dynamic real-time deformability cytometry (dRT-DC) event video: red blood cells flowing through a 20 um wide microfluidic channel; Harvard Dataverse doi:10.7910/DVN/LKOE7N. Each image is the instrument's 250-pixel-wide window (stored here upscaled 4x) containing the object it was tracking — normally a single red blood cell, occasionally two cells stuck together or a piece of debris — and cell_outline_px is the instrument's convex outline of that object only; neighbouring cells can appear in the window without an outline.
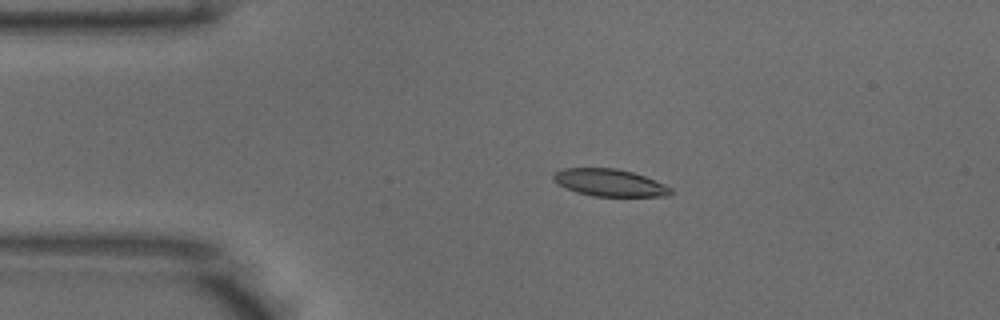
{"species": "common noctule bat (a hibernating species)", "species_latin": "Nyctalus noctula", "temperature_condition": "warm", "stored_images_in_passage": 51, "camera_frame_rate_fps": 3000, "um_per_image_px": 0.085, "animal": {"sex": "male", "body_mass_g": 18.8}, "frame": {"image": 1, "passage_image": 9, "time_ms": 2.667, "image_size_px": [1000, 320], "cell_outline_px": [[672, 192], [668, 196], [592, 196], [576, 192], [556, 184], [552, 180], [552, 172], [564, 168], [616, 168], [632, 172], [644, 176], [664, 184], [672, 188]], "centroid_in_image_um": [51.75, 15.52], "position_along_channel_um": 33.2, "area_um2": 18.73}}
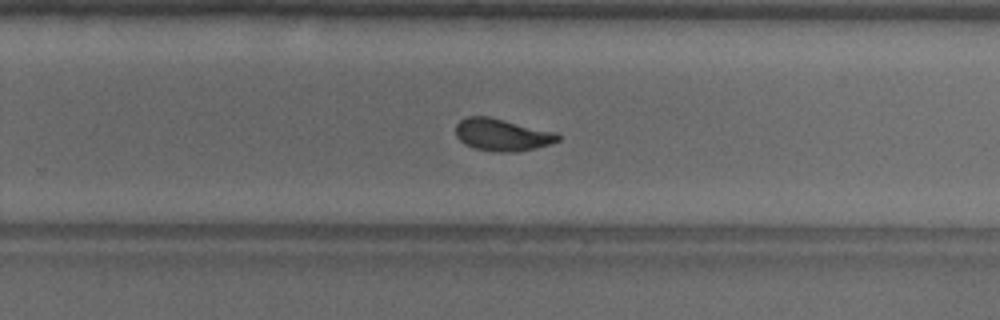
{"frame": {"image": 2, "passage_image": 31, "time_ms": 10.0, "image_size_px": [1000, 320], "cell_outline_px": [[560, 140], [536, 148], [516, 152], [496, 152], [476, 148], [464, 144], [456, 136], [456, 124], [460, 120], [468, 116], [488, 116], [556, 132], [560, 136]], "centroid_in_image_um": [42.67, 11.45], "position_along_channel_um": 287.1, "area_um2": 19.13}}
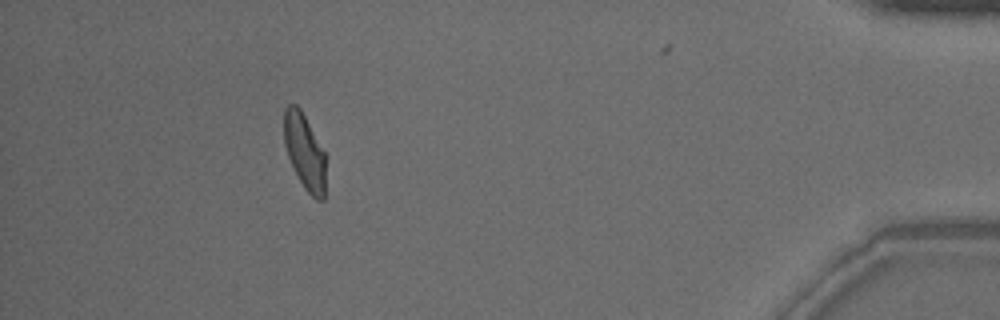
{"frame": {"image": 3, "passage_image": 45, "time_ms": 14.667, "image_size_px": [1000, 320], "cell_outline_px": [[324, 200], [316, 200], [304, 188], [288, 156], [284, 144], [284, 108], [288, 104], [296, 104], [300, 108], [324, 152]], "centroid_in_image_um": [25.86, 12.86], "position_along_channel_um": 409.3, "area_um2": 17.92}, "authors_computed_cell_mechanics": {"area_um2": 19.1896, "velocity_mm_per_s": 3.929, "shape_relaxation_time_tau1_ms": 4.9333, "shape_relaxation_time_tau2_ms": 0.9149, "deformation_change_tau1": 0.1751, "deformation_change_tau2": 0.0689}}